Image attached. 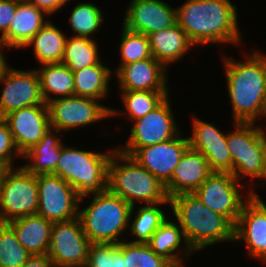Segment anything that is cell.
Returning <instances> with one entry per match:
<instances>
[{
  "label": "cell",
  "mask_w": 266,
  "mask_h": 267,
  "mask_svg": "<svg viewBox=\"0 0 266 267\" xmlns=\"http://www.w3.org/2000/svg\"><path fill=\"white\" fill-rule=\"evenodd\" d=\"M176 9V23L196 44H240L237 8L230 0H188Z\"/></svg>",
  "instance_id": "6da1fadb"
},
{
  "label": "cell",
  "mask_w": 266,
  "mask_h": 267,
  "mask_svg": "<svg viewBox=\"0 0 266 267\" xmlns=\"http://www.w3.org/2000/svg\"><path fill=\"white\" fill-rule=\"evenodd\" d=\"M223 60L234 121L255 123L258 115L266 117V56L253 51L242 62Z\"/></svg>",
  "instance_id": "7a4b0ae2"
},
{
  "label": "cell",
  "mask_w": 266,
  "mask_h": 267,
  "mask_svg": "<svg viewBox=\"0 0 266 267\" xmlns=\"http://www.w3.org/2000/svg\"><path fill=\"white\" fill-rule=\"evenodd\" d=\"M182 229L187 246L196 252L221 241H234V225L213 212L192 194L170 198V205Z\"/></svg>",
  "instance_id": "3957f363"
},
{
  "label": "cell",
  "mask_w": 266,
  "mask_h": 267,
  "mask_svg": "<svg viewBox=\"0 0 266 267\" xmlns=\"http://www.w3.org/2000/svg\"><path fill=\"white\" fill-rule=\"evenodd\" d=\"M107 189L131 206L136 205V199L146 204H160L168 199L163 184L118 149L112 153L108 163Z\"/></svg>",
  "instance_id": "277c9868"
},
{
  "label": "cell",
  "mask_w": 266,
  "mask_h": 267,
  "mask_svg": "<svg viewBox=\"0 0 266 267\" xmlns=\"http://www.w3.org/2000/svg\"><path fill=\"white\" fill-rule=\"evenodd\" d=\"M134 207L106 189L94 194L91 203L78 211V217L90 243L119 244V236L129 228Z\"/></svg>",
  "instance_id": "5b68a950"
},
{
  "label": "cell",
  "mask_w": 266,
  "mask_h": 267,
  "mask_svg": "<svg viewBox=\"0 0 266 267\" xmlns=\"http://www.w3.org/2000/svg\"><path fill=\"white\" fill-rule=\"evenodd\" d=\"M115 150L113 148L108 154L96 153L63 145L52 174L69 183L80 200L87 195L102 193L107 189L108 163Z\"/></svg>",
  "instance_id": "8992f818"
},
{
  "label": "cell",
  "mask_w": 266,
  "mask_h": 267,
  "mask_svg": "<svg viewBox=\"0 0 266 267\" xmlns=\"http://www.w3.org/2000/svg\"><path fill=\"white\" fill-rule=\"evenodd\" d=\"M14 169H5L0 173V223L37 214L39 196L36 175L23 166Z\"/></svg>",
  "instance_id": "52a82bcc"
},
{
  "label": "cell",
  "mask_w": 266,
  "mask_h": 267,
  "mask_svg": "<svg viewBox=\"0 0 266 267\" xmlns=\"http://www.w3.org/2000/svg\"><path fill=\"white\" fill-rule=\"evenodd\" d=\"M50 126L59 131L77 129L120 112L100 104V100L77 95L52 99L47 103Z\"/></svg>",
  "instance_id": "ba28073f"
},
{
  "label": "cell",
  "mask_w": 266,
  "mask_h": 267,
  "mask_svg": "<svg viewBox=\"0 0 266 267\" xmlns=\"http://www.w3.org/2000/svg\"><path fill=\"white\" fill-rule=\"evenodd\" d=\"M254 124L235 122V131L227 134V145L232 157V175L237 181L243 179V176L258 178L265 164L259 126Z\"/></svg>",
  "instance_id": "9c48e42d"
},
{
  "label": "cell",
  "mask_w": 266,
  "mask_h": 267,
  "mask_svg": "<svg viewBox=\"0 0 266 267\" xmlns=\"http://www.w3.org/2000/svg\"><path fill=\"white\" fill-rule=\"evenodd\" d=\"M38 186L37 214L52 222L78 217L80 197L63 178L53 174L36 175Z\"/></svg>",
  "instance_id": "30bf717a"
},
{
  "label": "cell",
  "mask_w": 266,
  "mask_h": 267,
  "mask_svg": "<svg viewBox=\"0 0 266 267\" xmlns=\"http://www.w3.org/2000/svg\"><path fill=\"white\" fill-rule=\"evenodd\" d=\"M169 102L167 97L153 111L133 121L127 144L118 150L131 156L138 148L163 143L176 137L180 132Z\"/></svg>",
  "instance_id": "8fae6325"
},
{
  "label": "cell",
  "mask_w": 266,
  "mask_h": 267,
  "mask_svg": "<svg viewBox=\"0 0 266 267\" xmlns=\"http://www.w3.org/2000/svg\"><path fill=\"white\" fill-rule=\"evenodd\" d=\"M90 244L79 217L53 222L47 255L56 267H84Z\"/></svg>",
  "instance_id": "7c38bea8"
},
{
  "label": "cell",
  "mask_w": 266,
  "mask_h": 267,
  "mask_svg": "<svg viewBox=\"0 0 266 267\" xmlns=\"http://www.w3.org/2000/svg\"><path fill=\"white\" fill-rule=\"evenodd\" d=\"M239 182L232 173L213 172L193 194L210 210L226 217L235 226L246 203L240 195Z\"/></svg>",
  "instance_id": "4fadbf2b"
},
{
  "label": "cell",
  "mask_w": 266,
  "mask_h": 267,
  "mask_svg": "<svg viewBox=\"0 0 266 267\" xmlns=\"http://www.w3.org/2000/svg\"><path fill=\"white\" fill-rule=\"evenodd\" d=\"M4 83L0 97V118L23 107L47 105L44 102L36 70L7 68L0 76Z\"/></svg>",
  "instance_id": "5bb4252c"
},
{
  "label": "cell",
  "mask_w": 266,
  "mask_h": 267,
  "mask_svg": "<svg viewBox=\"0 0 266 267\" xmlns=\"http://www.w3.org/2000/svg\"><path fill=\"white\" fill-rule=\"evenodd\" d=\"M176 137L163 143L138 148L130 157L146 168L165 186L171 179L180 158L190 147L188 137Z\"/></svg>",
  "instance_id": "9a60e30c"
},
{
  "label": "cell",
  "mask_w": 266,
  "mask_h": 267,
  "mask_svg": "<svg viewBox=\"0 0 266 267\" xmlns=\"http://www.w3.org/2000/svg\"><path fill=\"white\" fill-rule=\"evenodd\" d=\"M3 120L7 123L21 155L37 144L51 127L48 105L23 107L8 113Z\"/></svg>",
  "instance_id": "2e32d148"
},
{
  "label": "cell",
  "mask_w": 266,
  "mask_h": 267,
  "mask_svg": "<svg viewBox=\"0 0 266 267\" xmlns=\"http://www.w3.org/2000/svg\"><path fill=\"white\" fill-rule=\"evenodd\" d=\"M190 147L201 152L213 172L232 173V157L227 145V134L213 124L193 118Z\"/></svg>",
  "instance_id": "e0dca14e"
},
{
  "label": "cell",
  "mask_w": 266,
  "mask_h": 267,
  "mask_svg": "<svg viewBox=\"0 0 266 267\" xmlns=\"http://www.w3.org/2000/svg\"><path fill=\"white\" fill-rule=\"evenodd\" d=\"M126 11L123 26L146 36L176 23V9L162 0H131Z\"/></svg>",
  "instance_id": "ac0fdd59"
},
{
  "label": "cell",
  "mask_w": 266,
  "mask_h": 267,
  "mask_svg": "<svg viewBox=\"0 0 266 267\" xmlns=\"http://www.w3.org/2000/svg\"><path fill=\"white\" fill-rule=\"evenodd\" d=\"M166 68L154 57L118 66L116 77L121 91H168Z\"/></svg>",
  "instance_id": "d6986e66"
},
{
  "label": "cell",
  "mask_w": 266,
  "mask_h": 267,
  "mask_svg": "<svg viewBox=\"0 0 266 267\" xmlns=\"http://www.w3.org/2000/svg\"><path fill=\"white\" fill-rule=\"evenodd\" d=\"M234 227V241H244L253 258L266 262V211L254 200L246 197Z\"/></svg>",
  "instance_id": "ffe728a7"
},
{
  "label": "cell",
  "mask_w": 266,
  "mask_h": 267,
  "mask_svg": "<svg viewBox=\"0 0 266 267\" xmlns=\"http://www.w3.org/2000/svg\"><path fill=\"white\" fill-rule=\"evenodd\" d=\"M213 173L205 156L191 147L175 167L170 181L164 186L168 199L179 194H192Z\"/></svg>",
  "instance_id": "44dd1931"
},
{
  "label": "cell",
  "mask_w": 266,
  "mask_h": 267,
  "mask_svg": "<svg viewBox=\"0 0 266 267\" xmlns=\"http://www.w3.org/2000/svg\"><path fill=\"white\" fill-rule=\"evenodd\" d=\"M48 15L42 9L37 8L27 0H21L16 7L9 30L0 36V42L6 48H21L48 22L44 21V15Z\"/></svg>",
  "instance_id": "7402d4cb"
},
{
  "label": "cell",
  "mask_w": 266,
  "mask_h": 267,
  "mask_svg": "<svg viewBox=\"0 0 266 267\" xmlns=\"http://www.w3.org/2000/svg\"><path fill=\"white\" fill-rule=\"evenodd\" d=\"M152 57L165 68L180 60L194 44L187 33L177 24L148 35Z\"/></svg>",
  "instance_id": "603a6c76"
},
{
  "label": "cell",
  "mask_w": 266,
  "mask_h": 267,
  "mask_svg": "<svg viewBox=\"0 0 266 267\" xmlns=\"http://www.w3.org/2000/svg\"><path fill=\"white\" fill-rule=\"evenodd\" d=\"M20 244L31 255H46L49 251L52 221L36 214L14 219L7 223Z\"/></svg>",
  "instance_id": "cb8c5ba5"
},
{
  "label": "cell",
  "mask_w": 266,
  "mask_h": 267,
  "mask_svg": "<svg viewBox=\"0 0 266 267\" xmlns=\"http://www.w3.org/2000/svg\"><path fill=\"white\" fill-rule=\"evenodd\" d=\"M58 133L59 130L50 127L42 139L22 155L24 159H31L30 163L23 166L29 173L52 174L55 171L63 146L61 139L56 136Z\"/></svg>",
  "instance_id": "d4e9b609"
},
{
  "label": "cell",
  "mask_w": 266,
  "mask_h": 267,
  "mask_svg": "<svg viewBox=\"0 0 266 267\" xmlns=\"http://www.w3.org/2000/svg\"><path fill=\"white\" fill-rule=\"evenodd\" d=\"M182 239L185 245V254L183 256L187 257L192 254V251L185 242L181 227L176 222H171L166 218L161 226L153 233L148 244L157 255L167 259L174 267H184L183 257L175 252L182 243Z\"/></svg>",
  "instance_id": "484cf974"
},
{
  "label": "cell",
  "mask_w": 266,
  "mask_h": 267,
  "mask_svg": "<svg viewBox=\"0 0 266 267\" xmlns=\"http://www.w3.org/2000/svg\"><path fill=\"white\" fill-rule=\"evenodd\" d=\"M42 66L36 72L39 78L41 93L46 104L52 99L74 95L73 72L66 65L53 63L42 64ZM53 94L55 97L52 98L51 95Z\"/></svg>",
  "instance_id": "4316f807"
},
{
  "label": "cell",
  "mask_w": 266,
  "mask_h": 267,
  "mask_svg": "<svg viewBox=\"0 0 266 267\" xmlns=\"http://www.w3.org/2000/svg\"><path fill=\"white\" fill-rule=\"evenodd\" d=\"M67 37L48 21L26 44L34 47V56L41 64L61 63Z\"/></svg>",
  "instance_id": "83f0119b"
},
{
  "label": "cell",
  "mask_w": 266,
  "mask_h": 267,
  "mask_svg": "<svg viewBox=\"0 0 266 267\" xmlns=\"http://www.w3.org/2000/svg\"><path fill=\"white\" fill-rule=\"evenodd\" d=\"M112 70L105 67L102 61L94 66L73 72L74 95L95 100L107 97Z\"/></svg>",
  "instance_id": "f1b7e54d"
},
{
  "label": "cell",
  "mask_w": 266,
  "mask_h": 267,
  "mask_svg": "<svg viewBox=\"0 0 266 267\" xmlns=\"http://www.w3.org/2000/svg\"><path fill=\"white\" fill-rule=\"evenodd\" d=\"M97 46L93 38L76 36L67 38L61 63L72 72L97 65L101 62Z\"/></svg>",
  "instance_id": "f546056e"
},
{
  "label": "cell",
  "mask_w": 266,
  "mask_h": 267,
  "mask_svg": "<svg viewBox=\"0 0 266 267\" xmlns=\"http://www.w3.org/2000/svg\"><path fill=\"white\" fill-rule=\"evenodd\" d=\"M170 204V199L160 204H145L140 206L134 221L129 223L131 234L135 236L132 243H148L151 240L153 233L161 226L166 220V214L158 205Z\"/></svg>",
  "instance_id": "4dcf8cb0"
},
{
  "label": "cell",
  "mask_w": 266,
  "mask_h": 267,
  "mask_svg": "<svg viewBox=\"0 0 266 267\" xmlns=\"http://www.w3.org/2000/svg\"><path fill=\"white\" fill-rule=\"evenodd\" d=\"M122 102L128 117L135 121L153 111L167 97L169 91H121Z\"/></svg>",
  "instance_id": "1f68e13d"
},
{
  "label": "cell",
  "mask_w": 266,
  "mask_h": 267,
  "mask_svg": "<svg viewBox=\"0 0 266 267\" xmlns=\"http://www.w3.org/2000/svg\"><path fill=\"white\" fill-rule=\"evenodd\" d=\"M70 26L76 37L90 38L102 26L104 16L99 7L90 2L77 4L70 15Z\"/></svg>",
  "instance_id": "d6a6232c"
},
{
  "label": "cell",
  "mask_w": 266,
  "mask_h": 267,
  "mask_svg": "<svg viewBox=\"0 0 266 267\" xmlns=\"http://www.w3.org/2000/svg\"><path fill=\"white\" fill-rule=\"evenodd\" d=\"M30 256L14 230L7 223H0V267H21Z\"/></svg>",
  "instance_id": "836d02e7"
},
{
  "label": "cell",
  "mask_w": 266,
  "mask_h": 267,
  "mask_svg": "<svg viewBox=\"0 0 266 267\" xmlns=\"http://www.w3.org/2000/svg\"><path fill=\"white\" fill-rule=\"evenodd\" d=\"M125 267H174L167 259L157 255L148 243H132L122 240Z\"/></svg>",
  "instance_id": "e575fe53"
},
{
  "label": "cell",
  "mask_w": 266,
  "mask_h": 267,
  "mask_svg": "<svg viewBox=\"0 0 266 267\" xmlns=\"http://www.w3.org/2000/svg\"><path fill=\"white\" fill-rule=\"evenodd\" d=\"M120 41L121 63L119 66L152 58L148 36L122 27Z\"/></svg>",
  "instance_id": "d590c367"
},
{
  "label": "cell",
  "mask_w": 266,
  "mask_h": 267,
  "mask_svg": "<svg viewBox=\"0 0 266 267\" xmlns=\"http://www.w3.org/2000/svg\"><path fill=\"white\" fill-rule=\"evenodd\" d=\"M87 267H125L122 241L114 243H91L88 250Z\"/></svg>",
  "instance_id": "8d00e7d4"
},
{
  "label": "cell",
  "mask_w": 266,
  "mask_h": 267,
  "mask_svg": "<svg viewBox=\"0 0 266 267\" xmlns=\"http://www.w3.org/2000/svg\"><path fill=\"white\" fill-rule=\"evenodd\" d=\"M16 156L22 157L20 152L17 150L12 133L7 125V123L0 118V169L3 171L5 169L15 168L13 164V159Z\"/></svg>",
  "instance_id": "74e56055"
},
{
  "label": "cell",
  "mask_w": 266,
  "mask_h": 267,
  "mask_svg": "<svg viewBox=\"0 0 266 267\" xmlns=\"http://www.w3.org/2000/svg\"><path fill=\"white\" fill-rule=\"evenodd\" d=\"M21 0H0V32L3 36L10 27V23L13 20L16 12L17 4Z\"/></svg>",
  "instance_id": "f35d334b"
},
{
  "label": "cell",
  "mask_w": 266,
  "mask_h": 267,
  "mask_svg": "<svg viewBox=\"0 0 266 267\" xmlns=\"http://www.w3.org/2000/svg\"><path fill=\"white\" fill-rule=\"evenodd\" d=\"M37 8L42 9L48 15H52L58 9L64 7L69 0H27Z\"/></svg>",
  "instance_id": "ab89813d"
},
{
  "label": "cell",
  "mask_w": 266,
  "mask_h": 267,
  "mask_svg": "<svg viewBox=\"0 0 266 267\" xmlns=\"http://www.w3.org/2000/svg\"><path fill=\"white\" fill-rule=\"evenodd\" d=\"M21 267H56L48 255H31Z\"/></svg>",
  "instance_id": "60d3db41"
},
{
  "label": "cell",
  "mask_w": 266,
  "mask_h": 267,
  "mask_svg": "<svg viewBox=\"0 0 266 267\" xmlns=\"http://www.w3.org/2000/svg\"><path fill=\"white\" fill-rule=\"evenodd\" d=\"M6 46L4 44H2L0 42V76L5 72V70L9 67V65H7V62L5 61V57L3 56L4 54H2L3 52V48H5Z\"/></svg>",
  "instance_id": "b9f144b4"
},
{
  "label": "cell",
  "mask_w": 266,
  "mask_h": 267,
  "mask_svg": "<svg viewBox=\"0 0 266 267\" xmlns=\"http://www.w3.org/2000/svg\"><path fill=\"white\" fill-rule=\"evenodd\" d=\"M249 193H247L248 198L251 200L256 201L265 211H266V205L265 203L261 200L259 196H257L256 192L252 189H250Z\"/></svg>",
  "instance_id": "7bdbcfd3"
},
{
  "label": "cell",
  "mask_w": 266,
  "mask_h": 267,
  "mask_svg": "<svg viewBox=\"0 0 266 267\" xmlns=\"http://www.w3.org/2000/svg\"><path fill=\"white\" fill-rule=\"evenodd\" d=\"M259 137H260V142H261V146H262V150L264 154V159L266 162V135H265L264 129L260 128V126H259Z\"/></svg>",
  "instance_id": "ee69618b"
},
{
  "label": "cell",
  "mask_w": 266,
  "mask_h": 267,
  "mask_svg": "<svg viewBox=\"0 0 266 267\" xmlns=\"http://www.w3.org/2000/svg\"><path fill=\"white\" fill-rule=\"evenodd\" d=\"M258 179H260V180L265 179V181H266V162H265L264 167L262 169L261 175L258 177Z\"/></svg>",
  "instance_id": "f6af8a7d"
}]
</instances>
